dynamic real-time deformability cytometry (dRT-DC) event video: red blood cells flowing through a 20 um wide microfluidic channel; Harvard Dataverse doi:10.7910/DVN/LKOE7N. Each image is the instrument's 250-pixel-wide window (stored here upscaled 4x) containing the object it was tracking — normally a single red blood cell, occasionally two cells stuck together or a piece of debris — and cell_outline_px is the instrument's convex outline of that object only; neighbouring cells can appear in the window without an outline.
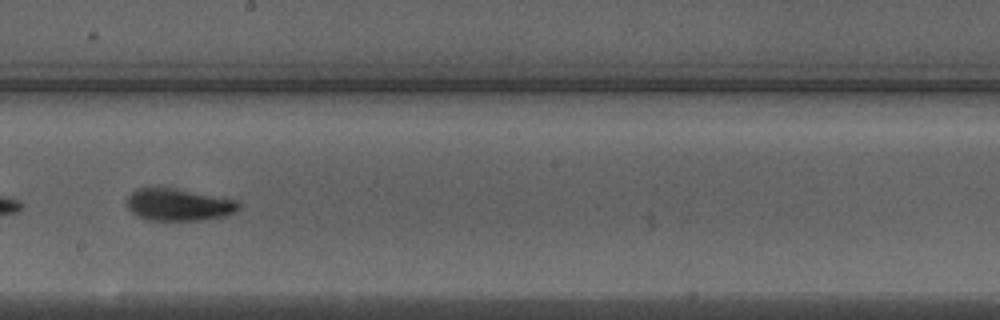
{"species": "Egyptian fruit bat (a non-hibernating species)", "species_latin": "Rousettus aegyptiacus", "temperature_condition": "warm", "stored_images_in_passage": 31, "camera_frame_rate_fps": 3000, "um_per_image_px": 0.085, "animal": {"sex": "male"}, "frame": {"image": 1, "passage_image": 13, "time_ms": 4.0, "image_size_px": [1000, 320], "cell_outline_px": [[240, 208], [236, 212], [224, 216], [204, 220], [148, 220], [136, 216], [128, 208], [128, 196], [136, 188], [176, 188], [240, 200]], "centroid_in_image_um": [15.23, 17.4], "position_along_channel_um": 233.0, "area_um2": 21.15}}
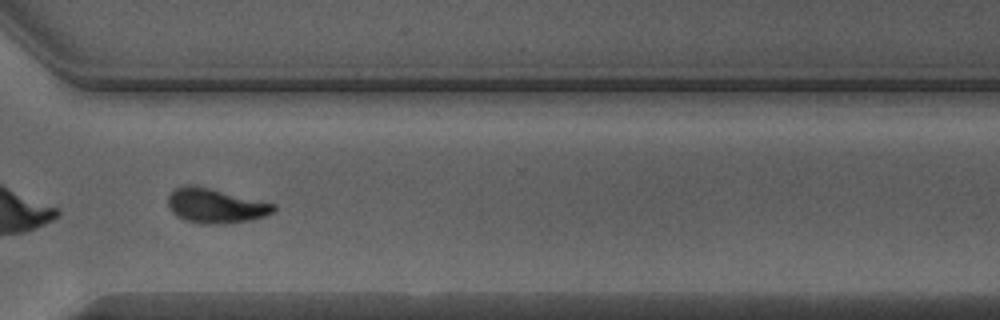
{"frame": {"image": 2, "passage_image": 22, "time_ms": 7.0, "image_size_px": [1000, 320], "cell_outline_px": [[276, 208], [272, 212], [264, 216], [252, 220], [224, 224], [200, 224], [184, 220], [176, 216], [168, 208], [168, 196], [176, 188], [188, 184], [192, 184], [276, 204]], "centroid_in_image_um": [18.29, 17.51], "position_along_channel_um": 352.3, "area_um2": 21.33}}